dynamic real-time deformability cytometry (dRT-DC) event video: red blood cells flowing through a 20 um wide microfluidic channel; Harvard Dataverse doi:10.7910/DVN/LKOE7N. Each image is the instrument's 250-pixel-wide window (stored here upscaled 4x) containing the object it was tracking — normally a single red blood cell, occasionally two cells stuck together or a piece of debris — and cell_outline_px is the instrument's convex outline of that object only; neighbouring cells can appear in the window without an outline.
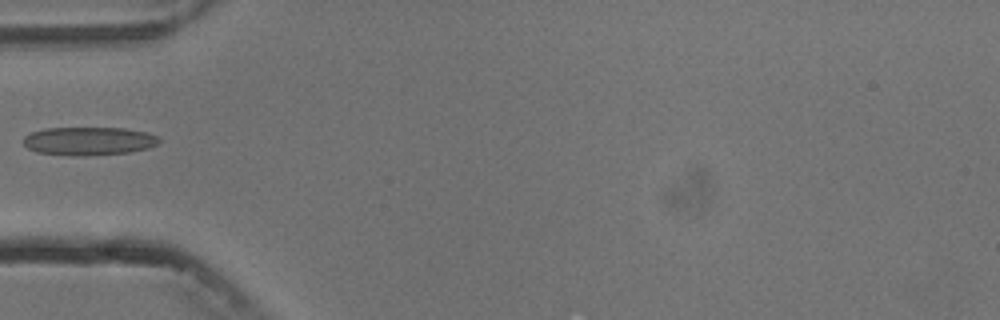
{"species": "common noctule bat (a hibernating species)", "species_latin": "Nyctalus noctula", "temperature_condition": "cold", "stored_images_in_passage": 4, "camera_frame_rate_fps": 3000, "um_per_image_px": 0.085, "animal": {"sex": "male", "body_mass_g": 13.3}, "frame": {"image": 1, "passage_image": 2, "time_ms": 1.333, "image_size_px": [1000, 320], "cell_outline_px": [[160, 144], [148, 148], [128, 152], [84, 156], [72, 156], [36, 152], [28, 148], [24, 144], [24, 136], [32, 132], [44, 128], [124, 128], [148, 132], [156, 136], [160, 140]], "centroid_in_image_um": [7.55, 11.99], "position_along_channel_um": 77.4, "area_um2": 22.48}}
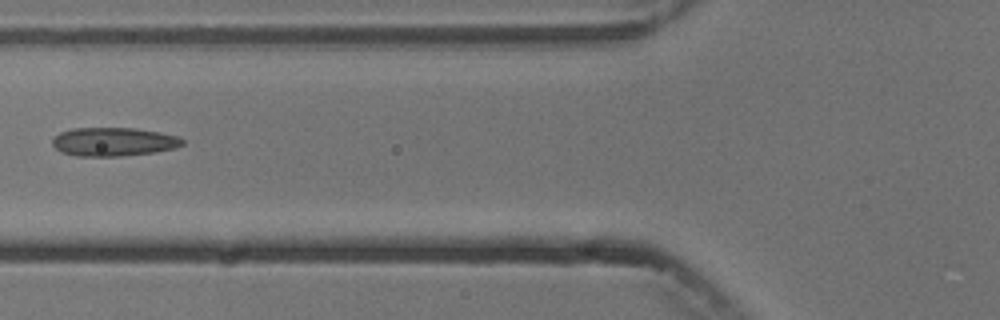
{"frame": {"image": 2, "passage_image": 3, "time_ms": 2.333, "image_size_px": [1000, 320], "cell_outline_px": [[184, 144], [176, 148], [156, 152], [120, 156], [76, 156], [60, 152], [52, 144], [52, 136], [60, 132], [72, 128], [136, 128], [160, 132], [176, 136], [184, 140]], "centroid_in_image_um": [9.63, 12.05], "position_along_channel_um": 116.2, "area_um2": 21.91}}
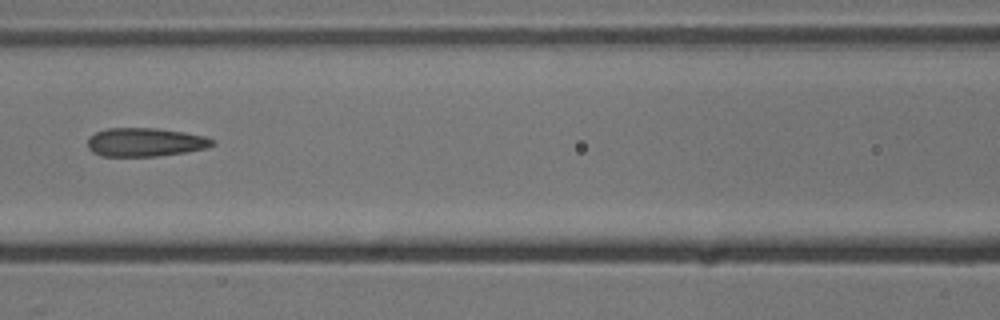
{"frame": {"image": 3, "passage_image": 4, "time_ms": 3.333, "image_size_px": [1000, 320], "cell_outline_px": [[216, 144], [208, 148], [184, 152], [156, 156], [100, 156], [92, 152], [88, 148], [88, 136], [96, 132], [108, 128], [156, 128], [184, 132], [204, 136], [216, 140]], "centroid_in_image_um": [12.35, 12.08], "position_along_channel_um": 154.3, "area_um2": 20.92}}